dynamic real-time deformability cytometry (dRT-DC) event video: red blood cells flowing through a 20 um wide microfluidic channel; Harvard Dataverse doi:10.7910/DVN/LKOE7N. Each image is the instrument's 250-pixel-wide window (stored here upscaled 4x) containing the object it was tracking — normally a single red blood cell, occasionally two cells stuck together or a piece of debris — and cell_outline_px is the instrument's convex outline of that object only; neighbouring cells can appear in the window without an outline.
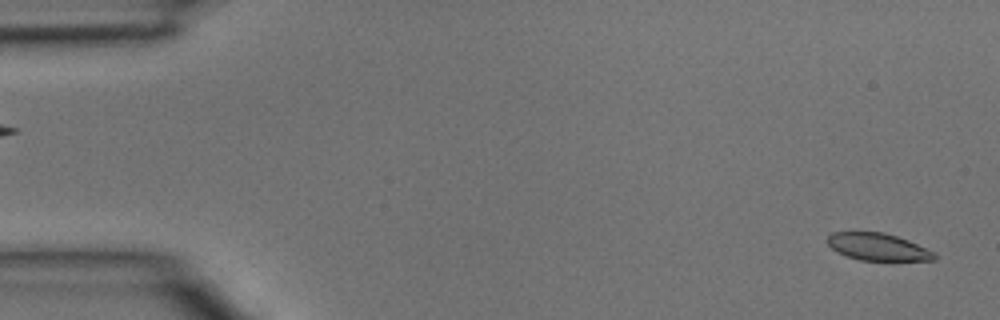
{"species": "common noctule bat (a hibernating species)", "species_latin": "Nyctalus noctula", "temperature_condition": "room temperature", "stored_images_in_passage": 4, "segment_of_instrument_passage": [2, 2], "camera_frame_rate_fps": 3000, "um_per_image_px": 0.085, "animal": {"sex": "male", "body_mass_g": 15.6}, "frame": {"image": 1, "passage_image": 4, "time_ms": 1.0, "image_size_px": [1000, 320], "cell_outline_px": [[936, 260], [860, 260], [836, 252], [828, 244], [828, 236], [832, 232], [884, 232], [908, 240], [936, 252]], "centroid_in_image_um": [74.63, 20.98], "position_along_channel_um": 10.4, "area_um2": 16.88}}